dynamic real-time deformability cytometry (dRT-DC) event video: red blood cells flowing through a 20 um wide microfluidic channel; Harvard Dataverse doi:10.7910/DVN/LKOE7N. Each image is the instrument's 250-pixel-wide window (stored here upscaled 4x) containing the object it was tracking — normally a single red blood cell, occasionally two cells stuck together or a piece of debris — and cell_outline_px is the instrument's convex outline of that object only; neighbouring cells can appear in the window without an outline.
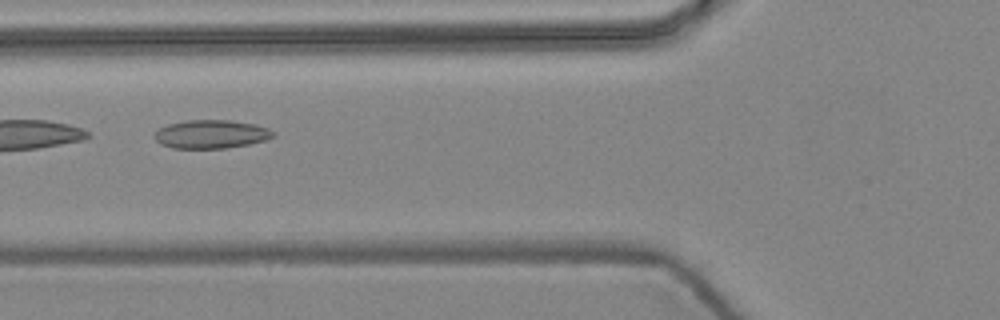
{"species": "common noctule bat (a hibernating species)", "species_latin": "Nyctalus noctula", "temperature_condition": "warm", "stored_images_in_passage": 9, "camera_frame_rate_fps": 3000, "um_per_image_px": 0.085, "animal": {"sex": "female", "body_mass_g": 24.6, "forearm_length_mm": 56.2}, "frame": {"image": 1, "passage_image": 6, "time_ms": 1.667, "image_size_px": [1000, 320], "cell_outline_px": [[276, 136], [264, 140], [248, 144], [224, 148], [172, 148], [160, 144], [152, 136], [160, 128], [168, 124], [188, 120], [228, 120], [256, 124], [268, 128], [276, 132]], "centroid_in_image_um": [17.95, 11.4], "position_along_channel_um": 107.8, "area_um2": 19.71}}
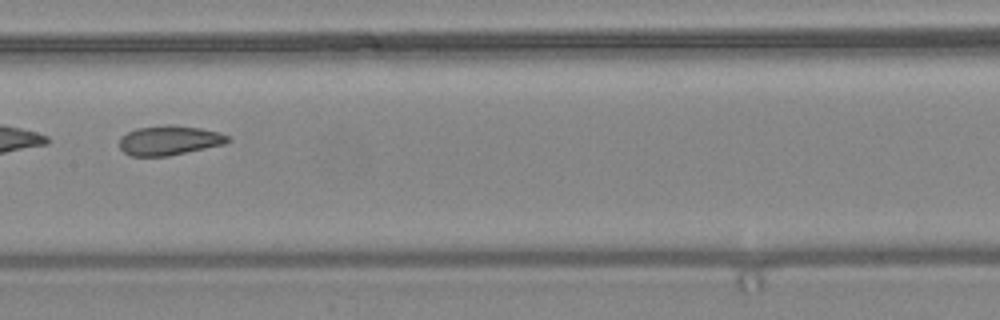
{"frame": {"image": 2, "passage_image": 8, "time_ms": 2.333, "image_size_px": [1000, 320], "cell_outline_px": [[232, 140], [224, 144], [168, 156], [132, 156], [124, 152], [120, 148], [120, 136], [136, 128], [164, 124], [168, 124], [200, 128], [220, 132], [228, 136]], "centroid_in_image_um": [14.38, 11.92], "position_along_channel_um": 193.0, "area_um2": 18.73}}
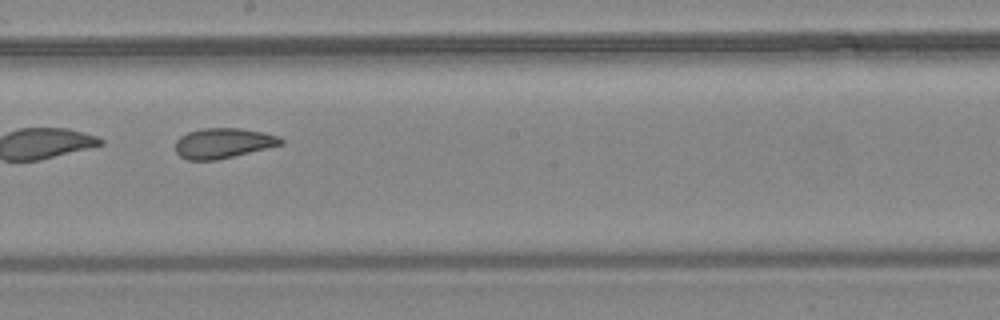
{"frame": {"image": 3, "passage_image": 9, "time_ms": 2.667, "image_size_px": [1000, 320], "cell_outline_px": [[284, 144], [216, 160], [188, 160], [180, 156], [176, 152], [176, 140], [180, 136], [188, 132], [204, 128], [240, 128], [264, 132], [280, 136], [284, 140]], "centroid_in_image_um": [18.99, 12.16], "position_along_channel_um": 229.2, "area_um2": 18.55}}